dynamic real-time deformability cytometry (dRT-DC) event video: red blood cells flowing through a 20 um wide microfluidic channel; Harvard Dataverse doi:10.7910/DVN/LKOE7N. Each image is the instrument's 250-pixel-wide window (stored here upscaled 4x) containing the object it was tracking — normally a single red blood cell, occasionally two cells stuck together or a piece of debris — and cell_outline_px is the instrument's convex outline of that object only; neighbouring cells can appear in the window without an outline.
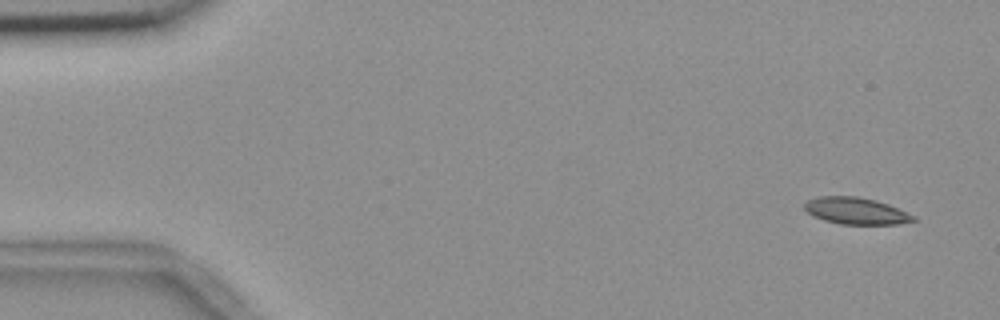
{"species": "common noctule bat (a hibernating species)", "species_latin": "Nyctalus noctula", "temperature_condition": "room temperature", "stored_images_in_passage": 30, "camera_frame_rate_fps": 3000, "um_per_image_px": 0.085, "animal": {"sex": "female", "body_mass_g": 18.4}, "frame": {"image": 1, "passage_image": 2, "time_ms": 0.333, "image_size_px": [1000, 320], "cell_outline_px": [[916, 220], [900, 224], [840, 224], [824, 220], [812, 216], [804, 208], [804, 204], [808, 200], [820, 196], [856, 196], [876, 200], [888, 204], [916, 216]], "centroid_in_image_um": [72.76, 17.93], "position_along_channel_um": 12.2, "area_um2": 16.99}}
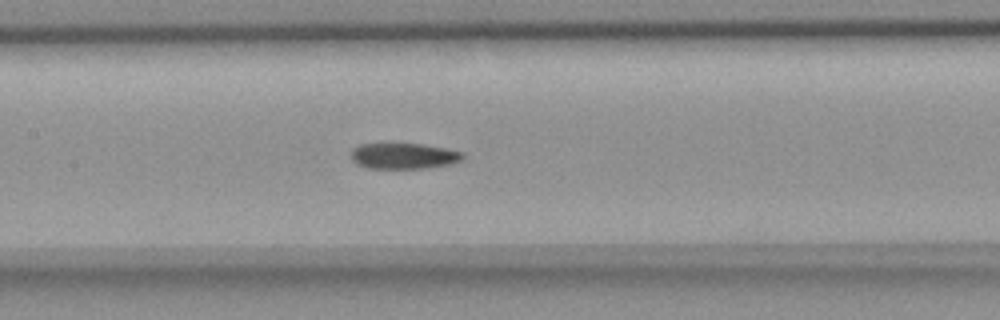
{"frame": {"image": 2, "passage_image": 25, "time_ms": 8.0, "image_size_px": [1000, 320], "cell_outline_px": [[464, 156], [460, 160], [448, 164], [424, 168], [368, 168], [356, 164], [352, 160], [352, 148], [360, 144], [388, 140], [420, 144], [444, 148], [464, 152]], "centroid_in_image_um": [34.22, 13.2], "position_along_channel_um": 173.2, "area_um2": 17.46}}
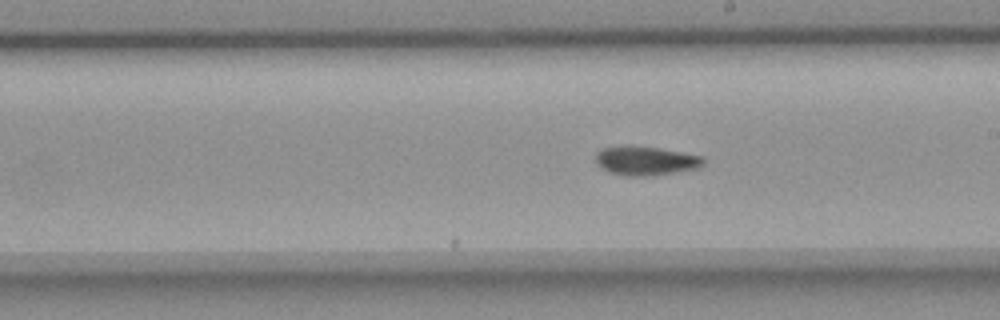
{"frame": {"image": 3, "passage_image": 30, "time_ms": 9.667, "image_size_px": [1000, 320], "cell_outline_px": [[704, 164], [696, 168], [676, 172], [648, 176], [624, 176], [612, 172], [596, 164], [596, 152], [600, 148], [620, 144], [632, 144], [660, 148], [704, 156]], "centroid_in_image_um": [54.85, 13.62], "position_along_channel_um": 234.2, "area_um2": 18.61}}